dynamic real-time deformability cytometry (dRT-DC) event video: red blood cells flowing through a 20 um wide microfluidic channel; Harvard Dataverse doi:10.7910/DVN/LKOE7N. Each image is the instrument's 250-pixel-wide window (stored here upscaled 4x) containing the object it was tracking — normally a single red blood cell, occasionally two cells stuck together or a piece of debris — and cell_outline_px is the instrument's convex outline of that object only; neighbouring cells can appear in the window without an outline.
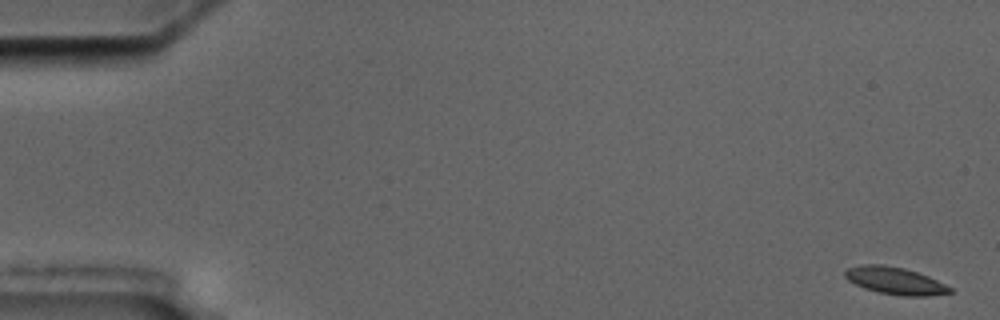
{"species": "common noctule bat (a hibernating species)", "species_latin": "Nyctalus noctula", "temperature_condition": "cold", "stored_images_in_passage": 5, "camera_frame_rate_fps": 3000, "um_per_image_px": 0.085, "animal": {"sex": "male", "body_mass_g": 17.5, "forearm_length_mm": 52.3}, "frame": {"image": 1, "passage_image": 1, "time_ms": 0.0, "image_size_px": [1000, 320], "cell_outline_px": [[952, 292], [928, 296], [904, 296], [880, 292], [864, 288], [848, 280], [844, 276], [844, 272], [848, 268], [860, 264], [884, 264], [904, 268], [928, 276], [952, 288]], "centroid_in_image_um": [76.06, 23.85], "position_along_channel_um": 8.9, "area_um2": 16.53}}
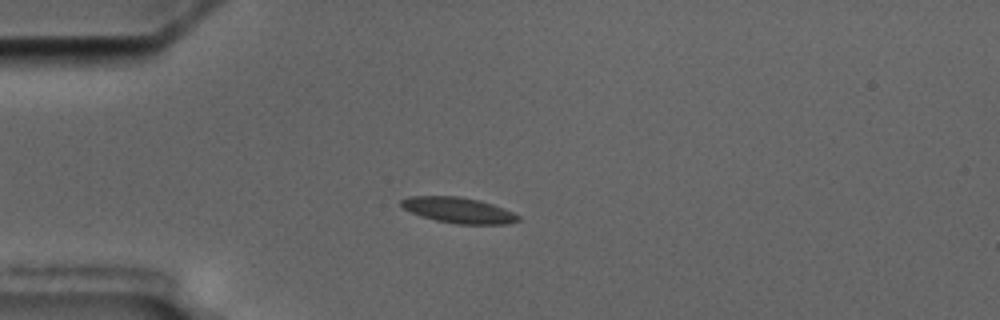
{"frame": {"image": 2, "passage_image": 5, "time_ms": 4.667, "image_size_px": [1000, 320], "cell_outline_px": [[520, 220], [508, 224], [456, 224], [436, 220], [420, 216], [404, 208], [400, 204], [400, 200], [408, 196], [460, 196], [480, 200], [504, 208], [520, 216]], "centroid_in_image_um": [38.98, 17.86], "position_along_channel_um": 46.0, "area_um2": 17.57}}